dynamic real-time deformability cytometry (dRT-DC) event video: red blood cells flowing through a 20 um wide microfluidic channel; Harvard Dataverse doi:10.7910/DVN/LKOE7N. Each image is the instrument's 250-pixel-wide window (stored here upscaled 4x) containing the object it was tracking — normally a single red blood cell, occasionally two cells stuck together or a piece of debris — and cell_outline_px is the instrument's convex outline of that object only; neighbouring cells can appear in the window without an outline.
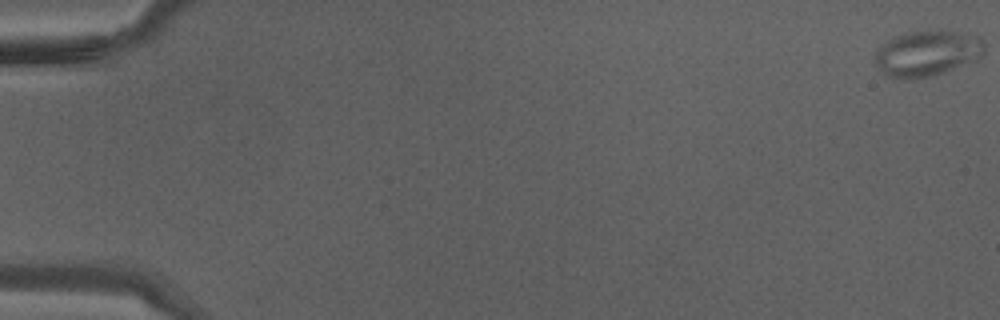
{"species": "Egyptian fruit bat (a non-hibernating species)", "species_latin": "Rousettus aegyptiacus", "temperature_condition": "warm", "stored_images_in_passage": 13, "camera_frame_rate_fps": 3000, "um_per_image_px": 0.085, "animal": {"sex": "male"}, "frame": {"image": 1, "passage_image": 1, "time_ms": 0.0, "image_size_px": [1000, 320], "cell_outline_px": [[984, 52], [976, 60], [944, 72], [928, 76], [904, 80], [884, 76], [876, 64], [876, 52], [888, 40], [896, 36], [908, 32], [940, 28], [980, 36], [984, 40]], "centroid_in_image_um": [78.84, 4.51], "position_along_channel_um": 6.2, "area_um2": 29.48}}